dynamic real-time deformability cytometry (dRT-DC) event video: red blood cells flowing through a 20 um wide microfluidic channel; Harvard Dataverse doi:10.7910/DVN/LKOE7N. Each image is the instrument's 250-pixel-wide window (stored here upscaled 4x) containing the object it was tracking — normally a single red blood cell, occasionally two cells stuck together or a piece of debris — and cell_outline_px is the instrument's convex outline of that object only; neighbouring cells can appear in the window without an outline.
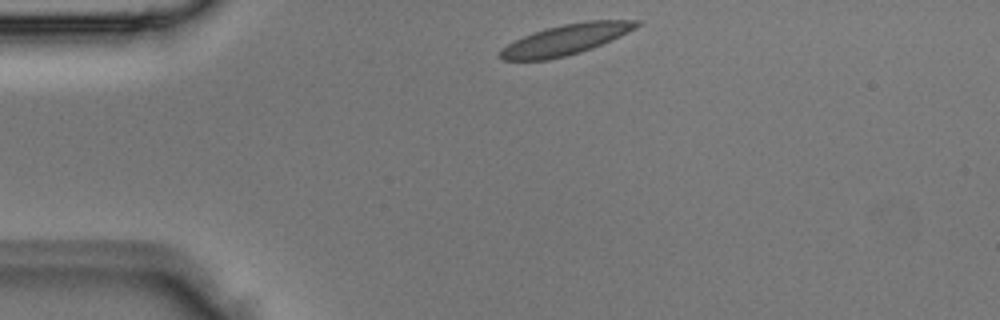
{"species": "Egyptian fruit bat (a non-hibernating species)", "species_latin": "Rousettus aegyptiacus", "temperature_condition": "room temperature", "stored_images_in_passage": 2, "camera_frame_rate_fps": 3000, "um_per_image_px": 0.085, "animal": {"sex": "male"}, "frame": {"image": 1, "passage_image": 1, "time_ms": 0.0, "image_size_px": [1000, 320], "cell_outline_px": [[640, 24], [636, 28], [612, 40], [592, 48], [580, 52], [548, 60], [504, 60], [500, 56], [500, 52], [508, 44], [524, 36], [548, 28], [564, 24], [588, 20], [640, 20]], "centroid_in_image_um": [48.15, 3.36], "position_along_channel_um": 36.8, "area_um2": 23.76}}